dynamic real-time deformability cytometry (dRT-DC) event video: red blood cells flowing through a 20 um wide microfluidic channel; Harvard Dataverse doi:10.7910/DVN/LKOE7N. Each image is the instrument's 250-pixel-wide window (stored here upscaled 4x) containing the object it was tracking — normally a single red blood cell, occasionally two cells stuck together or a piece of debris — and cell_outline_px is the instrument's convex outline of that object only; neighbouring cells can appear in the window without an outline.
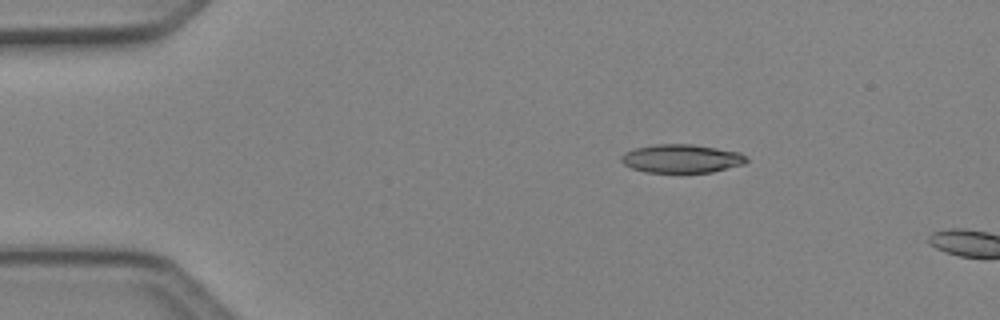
{"species": "Egyptian fruit bat (a non-hibernating species)", "species_latin": "Rousettus aegyptiacus", "temperature_condition": "cold", "stored_images_in_passage": 3, "camera_frame_rate_fps": 3000, "um_per_image_px": 0.085, "animal": {"sex": "female"}, "frame": {"image": 1, "passage_image": 1, "time_ms": 0.0, "image_size_px": [1000, 320], "cell_outline_px": [[748, 160], [744, 164], [712, 172], [644, 172], [632, 168], [624, 164], [620, 160], [620, 156], [624, 152], [636, 148], [652, 144], [692, 144], [740, 152], [748, 156]], "centroid_in_image_um": [57.93, 13.47], "position_along_channel_um": 27.1, "area_um2": 20.87}}